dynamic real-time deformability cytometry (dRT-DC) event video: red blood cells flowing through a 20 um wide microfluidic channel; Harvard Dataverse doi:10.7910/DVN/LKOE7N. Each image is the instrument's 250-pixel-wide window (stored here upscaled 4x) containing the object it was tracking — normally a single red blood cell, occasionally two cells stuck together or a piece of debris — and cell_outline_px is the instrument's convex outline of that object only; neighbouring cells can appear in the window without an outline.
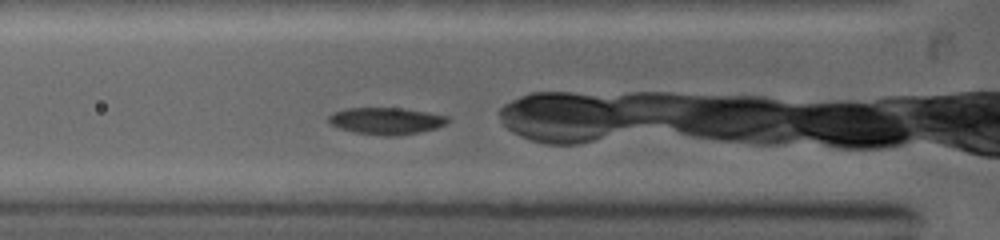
{"species": "common noctule bat (a hibernating species)", "species_latin": "Nyctalus noctula", "temperature_condition": "warm", "stored_images_in_passage": 5, "camera_frame_rate_fps": 5000, "um_per_image_px": 0.085, "animal": {"sex": "female", "body_mass_g": 19.0, "forearm_length_mm": 53.3}, "frame": {"image": 1, "passage_image": 2, "time_ms": 0.4, "image_size_px": [1000, 240], "cell_outline_px": [[452, 120], [436, 128], [420, 132], [396, 136], [384, 136], [356, 132], [340, 128], [332, 124], [328, 120], [328, 116], [344, 108], [404, 108], [428, 112], [448, 116]], "centroid_in_image_um": [32.88, 10.27], "position_along_channel_um": 92.9, "area_um2": 18.61}}
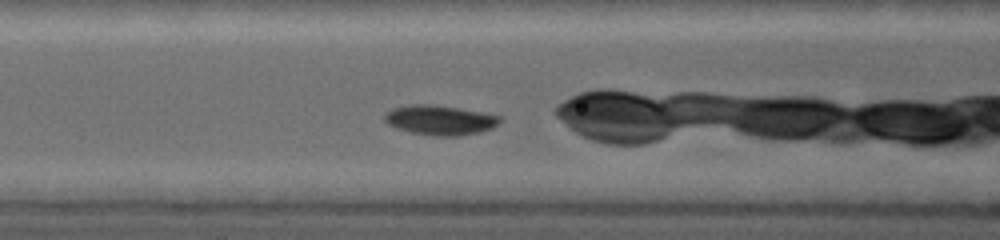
{"frame": {"image": 2, "passage_image": 4, "time_ms": 1.2, "image_size_px": [1000, 240], "cell_outline_px": [[500, 120], [492, 128], [480, 132], [460, 136], [432, 136], [412, 132], [396, 128], [388, 124], [384, 120], [384, 116], [392, 108], [408, 104], [432, 104], [460, 108], [500, 116]], "centroid_in_image_um": [37.37, 10.2], "position_along_channel_um": 129.2, "area_um2": 19.94}}